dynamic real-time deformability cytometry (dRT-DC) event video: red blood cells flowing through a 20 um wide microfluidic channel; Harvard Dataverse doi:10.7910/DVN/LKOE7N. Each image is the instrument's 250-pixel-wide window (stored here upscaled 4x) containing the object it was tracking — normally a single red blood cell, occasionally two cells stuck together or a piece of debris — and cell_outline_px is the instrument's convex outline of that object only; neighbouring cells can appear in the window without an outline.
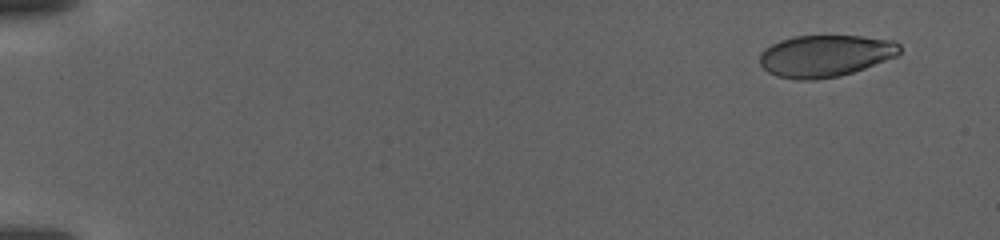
{"species": "human", "species_latin": "Homo sapiens", "temperature_condition": "warm", "stored_images_in_passage": 113, "camera_frame_rate_fps": 3000, "um_per_image_px": 0.085, "donor": {"sex": "female"}, "frame": {"image": 1, "passage_image": 1, "time_ms": 0.0, "image_size_px": [1000, 240], "cell_outline_px": [[900, 52], [896, 56], [864, 68], [840, 76], [812, 80], [796, 80], [776, 76], [768, 72], [760, 64], [760, 52], [764, 48], [780, 40], [792, 36], [860, 36], [892, 40], [900, 44]], "centroid_in_image_um": [70.11, 4.75], "position_along_channel_um": 14.9, "area_um2": 34.16}}
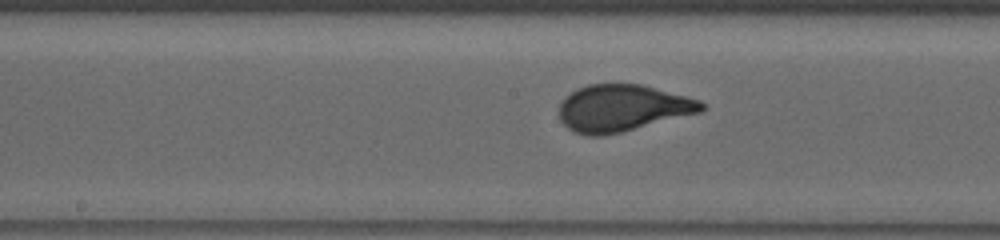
{"frame": {"image": 2, "passage_image": 59, "time_ms": 19.333, "image_size_px": [1000, 240], "cell_outline_px": [[708, 108], [700, 112], [620, 132], [600, 136], [588, 136], [576, 132], [568, 128], [560, 120], [560, 104], [564, 96], [576, 88], [588, 84], [644, 84], [700, 100]], "centroid_in_image_um": [52.9, 9.17], "position_along_channel_um": 195.3, "area_um2": 38.78}}
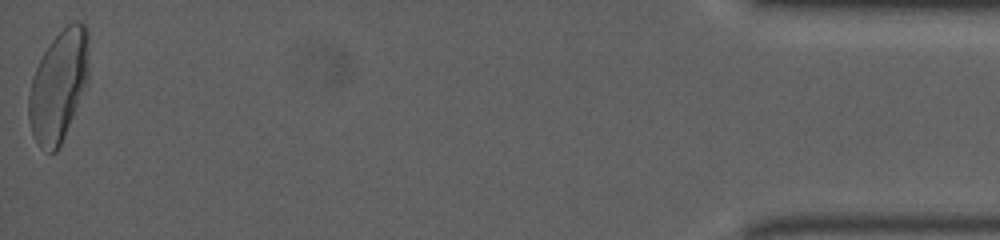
{"frame": {"image": 3, "passage_image": 113, "time_ms": 37.333, "image_size_px": [1000, 240], "cell_outline_px": [[88, 76], [64, 136], [56, 152], [48, 152], [40, 148], [32, 136], [28, 116], [28, 96], [32, 80], [36, 68], [44, 52], [52, 40], [68, 24], [76, 20], [80, 20], [88, 28]], "centroid_in_image_um": [4.96, 7.28], "position_along_channel_um": 430.2, "area_um2": 38.26}}